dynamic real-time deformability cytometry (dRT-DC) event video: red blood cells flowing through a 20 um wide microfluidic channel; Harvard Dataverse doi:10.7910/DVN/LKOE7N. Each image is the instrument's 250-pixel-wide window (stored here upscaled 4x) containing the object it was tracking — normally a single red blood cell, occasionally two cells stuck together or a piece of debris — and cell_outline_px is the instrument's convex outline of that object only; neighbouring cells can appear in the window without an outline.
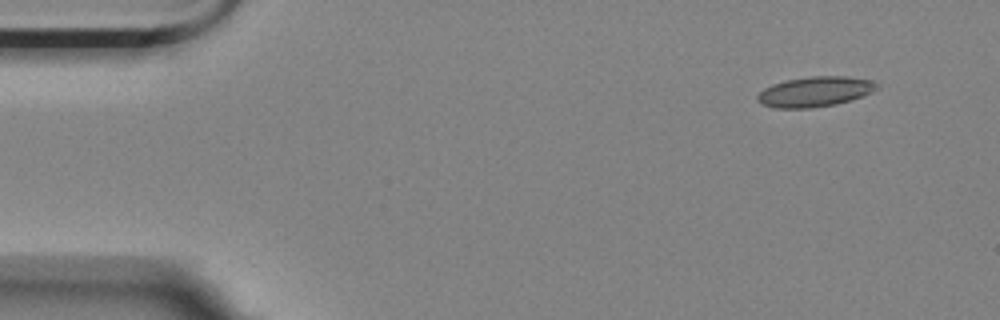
{"species": "Egyptian fruit bat (a non-hibernating species)", "species_latin": "Rousettus aegyptiacus", "temperature_condition": "room temperature", "stored_images_in_passage": 53, "camera_frame_rate_fps": 3000, "um_per_image_px": 0.085, "animal": {"sex": "female"}, "frame": {"image": 1, "passage_image": 1, "time_ms": 0.0, "image_size_px": [1000, 320], "cell_outline_px": [[880, 88], [852, 100], [836, 104], [812, 108], [772, 108], [760, 104], [756, 100], [756, 96], [764, 88], [772, 84], [788, 80], [808, 76], [848, 76], [876, 80], [880, 84]], "centroid_in_image_um": [69.3, 7.79], "position_along_channel_um": 15.7, "area_um2": 21.39}}
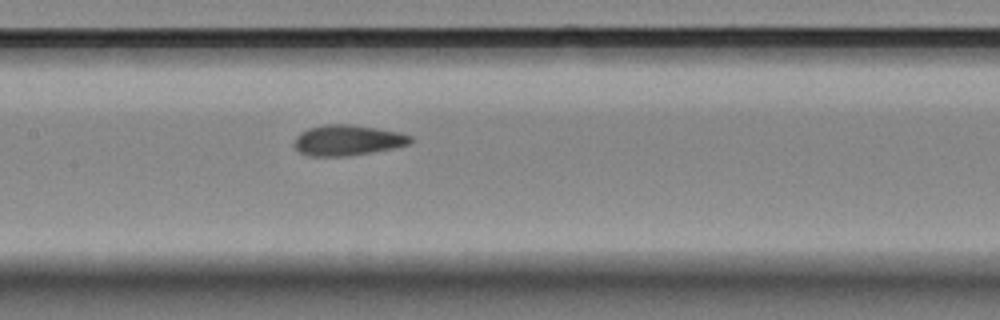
{"frame": {"image": 2, "passage_image": 23, "time_ms": 7.333, "image_size_px": [1000, 320], "cell_outline_px": [[412, 140], [408, 144], [392, 148], [372, 152], [348, 156], [308, 156], [300, 152], [292, 144], [296, 136], [300, 132], [308, 128], [324, 124], [348, 124], [376, 128], [400, 132], [412, 136]], "centroid_in_image_um": [29.5, 11.92], "position_along_channel_um": 177.9, "area_um2": 20.75}}
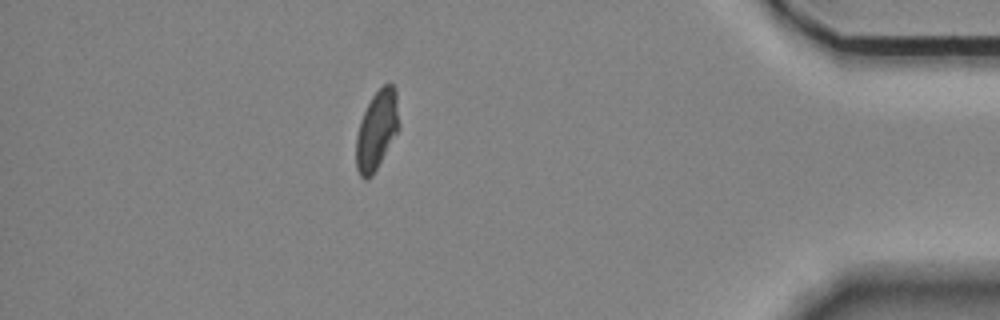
{"frame": {"image": 3, "passage_image": 46, "time_ms": 15.0, "image_size_px": [1000, 320], "cell_outline_px": [[400, 128], [372, 176], [364, 180], [360, 176], [356, 168], [356, 136], [360, 120], [372, 96], [388, 80], [396, 88], [400, 124]], "centroid_in_image_um": [32.04, 11.03], "position_along_channel_um": 403.2, "area_um2": 20.0}, "authors_computed_cell_mechanics": {"area_um2": 20.6346, "velocity_mm_per_s": 3.5121, "shape_relaxation_time_tau1_ms": null, "shape_relaxation_time_tau2_ms": 1.9881, "deformation_change_tau1": null, "deformation_change_tau2": 0.0798}}